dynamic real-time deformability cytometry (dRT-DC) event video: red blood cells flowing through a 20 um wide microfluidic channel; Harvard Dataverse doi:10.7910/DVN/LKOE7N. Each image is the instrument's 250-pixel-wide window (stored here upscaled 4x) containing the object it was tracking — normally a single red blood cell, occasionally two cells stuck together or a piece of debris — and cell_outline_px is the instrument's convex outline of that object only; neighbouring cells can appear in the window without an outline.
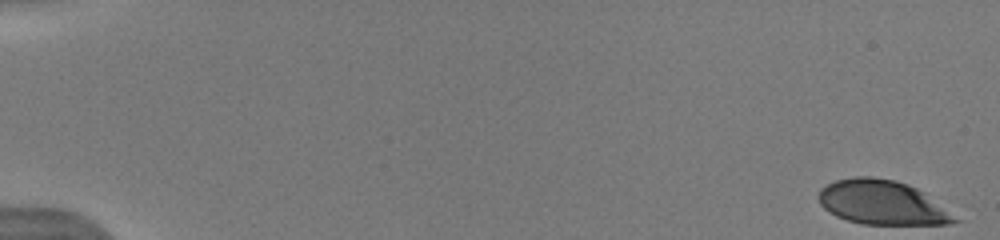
{"species": "human", "species_latin": "Homo sapiens", "temperature_condition": "warm", "stored_images_in_passage": 105, "camera_frame_rate_fps": 3000, "um_per_image_px": 0.085, "donor": {"sex": "male"}, "frame": {"image": 1, "passage_image": 1, "time_ms": 0.0, "image_size_px": [1000, 240], "cell_outline_px": [[964, 220], [948, 224], [860, 224], [836, 216], [828, 212], [820, 204], [816, 196], [820, 188], [836, 180], [856, 176], [872, 176], [896, 180], [908, 184], [924, 192]], "centroid_in_image_um": [75.0, 17.22], "position_along_channel_um": 10.0, "area_um2": 35.6}}
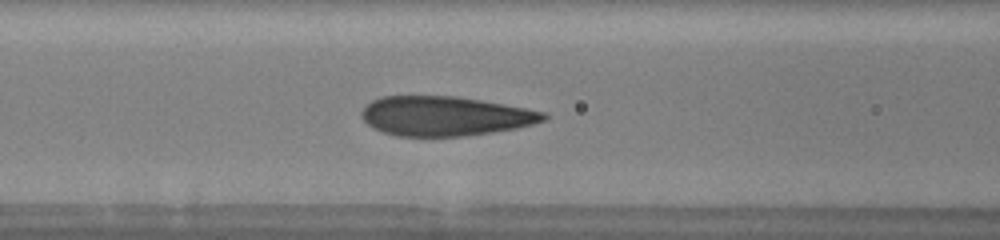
{"frame": {"image": 2, "passage_image": 39, "time_ms": 7.333, "image_size_px": [1000, 240], "cell_outline_px": [[548, 116], [544, 120], [532, 124], [516, 128], [492, 132], [464, 136], [396, 136], [372, 128], [360, 116], [360, 112], [372, 100], [380, 96], [456, 96], [504, 104], [544, 112]], "centroid_in_image_um": [37.78, 9.86], "position_along_channel_um": 128.8, "area_um2": 41.73}}
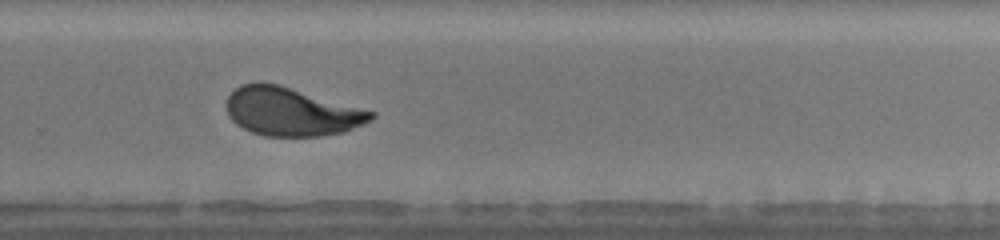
{"frame": {"image": 3, "passage_image": 68, "time_ms": 11.667, "image_size_px": [1000, 240], "cell_outline_px": [[376, 116], [372, 120], [364, 124], [344, 132], [320, 136], [264, 136], [252, 132], [236, 124], [228, 116], [224, 104], [228, 96], [240, 84], [256, 80], [260, 80], [280, 84], [376, 112]], "centroid_in_image_um": [24.73, 9.46], "position_along_channel_um": 305.1, "area_um2": 41.44}, "authors_computed_cell_mechanics": {"area_um2": 41.1536, "velocity_mm_per_s": 4.0731, "shape_relaxation_time_tau1_ms": 4.065, "shape_relaxation_time_tau2_ms": null, "deformation_change_tau1": 0.1833, "deformation_change_tau2": null}}